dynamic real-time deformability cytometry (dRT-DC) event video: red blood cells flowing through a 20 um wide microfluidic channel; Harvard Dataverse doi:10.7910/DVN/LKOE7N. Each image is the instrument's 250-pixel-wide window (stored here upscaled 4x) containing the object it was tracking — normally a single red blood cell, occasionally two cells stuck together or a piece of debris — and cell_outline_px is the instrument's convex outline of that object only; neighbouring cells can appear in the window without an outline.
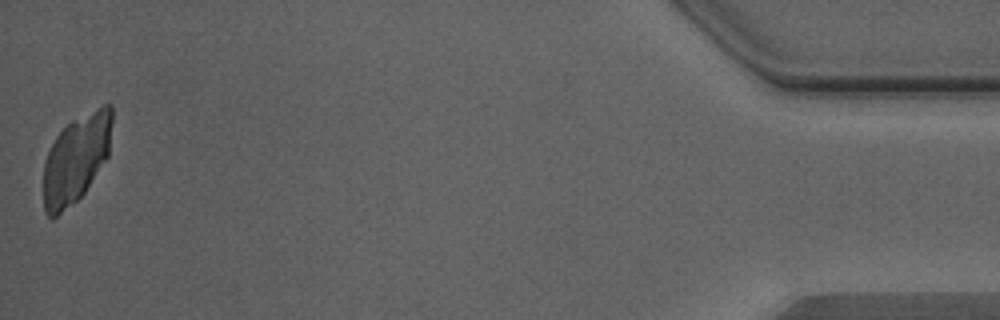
{"species": "Egyptian fruit bat (a non-hibernating species)", "species_latin": "Rousettus aegyptiacus", "temperature_condition": "warm", "stored_images_in_passage": 32, "camera_frame_rate_fps": 3000, "um_per_image_px": 0.085, "animal": {"sex": "male"}, "frame": {"image": 1, "passage_image": 32, "time_ms": 10.333, "image_size_px": [1000, 320], "cell_outline_px": [[112, 120], [108, 156], [84, 192], [76, 200], [52, 220], [44, 212], [44, 160], [56, 136], [72, 120], [104, 104], [112, 104]], "centroid_in_image_um": [6.46, 13.49], "position_along_channel_um": 428.7, "area_um2": 34.85}}